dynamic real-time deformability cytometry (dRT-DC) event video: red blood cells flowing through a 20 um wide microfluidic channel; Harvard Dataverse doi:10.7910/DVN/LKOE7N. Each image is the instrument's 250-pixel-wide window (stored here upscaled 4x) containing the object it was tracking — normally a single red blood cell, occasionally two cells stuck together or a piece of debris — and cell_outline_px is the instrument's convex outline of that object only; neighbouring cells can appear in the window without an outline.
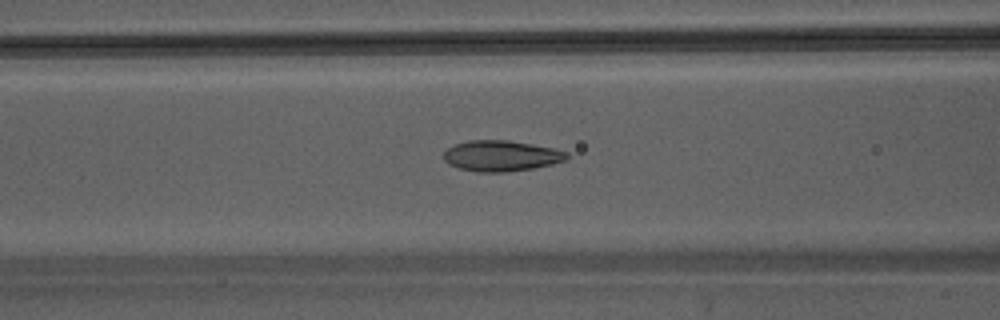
{"species": "Egyptian fruit bat (a non-hibernating species)", "species_latin": "Rousettus aegyptiacus", "temperature_condition": "warm", "stored_images_in_passage": 34, "camera_frame_rate_fps": 3000, "um_per_image_px": 0.085, "animal": {"sex": "male"}, "frame": {"image": 1, "passage_image": 10, "time_ms": 3.0, "image_size_px": [1000, 320], "cell_outline_px": [[568, 160], [552, 164], [532, 168], [504, 172], [476, 172], [460, 168], [448, 164], [444, 160], [444, 152], [448, 148], [456, 144], [468, 140], [508, 140], [556, 148], [568, 152]], "centroid_in_image_um": [42.63, 13.24], "position_along_channel_um": 124.0, "area_um2": 22.14}}
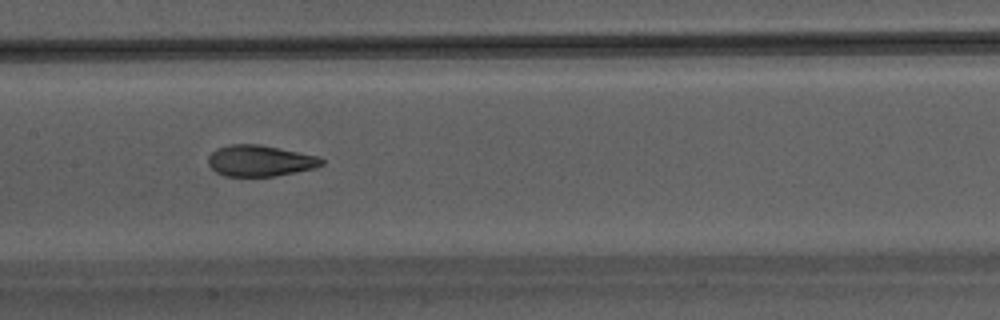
{"frame": {"image": 2, "passage_image": 14, "time_ms": 4.333, "image_size_px": [1000, 320], "cell_outline_px": [[324, 164], [312, 168], [272, 176], [224, 176], [216, 172], [208, 164], [208, 156], [216, 148], [228, 144], [260, 144], [320, 156], [324, 160]], "centroid_in_image_um": [22.07, 13.64], "position_along_channel_um": 185.3, "area_um2": 20.58}}
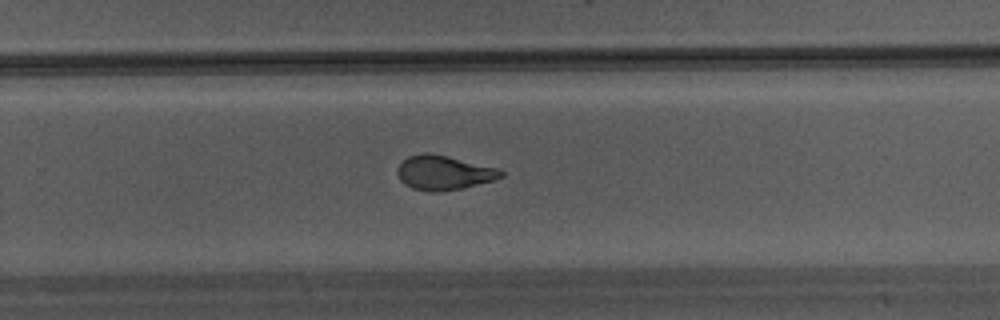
{"frame": {"image": 3, "passage_image": 21, "time_ms": 6.667, "image_size_px": [1000, 320], "cell_outline_px": [[504, 176], [492, 180], [460, 188], [440, 192], [428, 192], [412, 188], [404, 184], [400, 180], [396, 172], [396, 168], [408, 156], [424, 152], [428, 152], [448, 156], [496, 168], [504, 172]], "centroid_in_image_um": [37.66, 14.68], "position_along_channel_um": 292.1, "area_um2": 20.63}}